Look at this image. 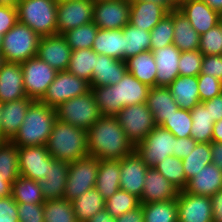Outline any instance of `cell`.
Returning a JSON list of instances; mask_svg holds the SVG:
<instances>
[{
  "mask_svg": "<svg viewBox=\"0 0 222 222\" xmlns=\"http://www.w3.org/2000/svg\"><path fill=\"white\" fill-rule=\"evenodd\" d=\"M115 222H144L142 204L134 210L128 211L122 216L116 217Z\"/></svg>",
  "mask_w": 222,
  "mask_h": 222,
  "instance_id": "91938a15",
  "label": "cell"
},
{
  "mask_svg": "<svg viewBox=\"0 0 222 222\" xmlns=\"http://www.w3.org/2000/svg\"><path fill=\"white\" fill-rule=\"evenodd\" d=\"M12 185L5 181V178H0V198L11 195Z\"/></svg>",
  "mask_w": 222,
  "mask_h": 222,
  "instance_id": "03108f58",
  "label": "cell"
},
{
  "mask_svg": "<svg viewBox=\"0 0 222 222\" xmlns=\"http://www.w3.org/2000/svg\"><path fill=\"white\" fill-rule=\"evenodd\" d=\"M204 2L222 15V0H204Z\"/></svg>",
  "mask_w": 222,
  "mask_h": 222,
  "instance_id": "003e7915",
  "label": "cell"
},
{
  "mask_svg": "<svg viewBox=\"0 0 222 222\" xmlns=\"http://www.w3.org/2000/svg\"><path fill=\"white\" fill-rule=\"evenodd\" d=\"M120 160H99L95 188L104 200L120 189Z\"/></svg>",
  "mask_w": 222,
  "mask_h": 222,
  "instance_id": "4dcf8cb0",
  "label": "cell"
},
{
  "mask_svg": "<svg viewBox=\"0 0 222 222\" xmlns=\"http://www.w3.org/2000/svg\"><path fill=\"white\" fill-rule=\"evenodd\" d=\"M173 45L181 52L199 49L200 35L192 27L189 20L178 9L173 10Z\"/></svg>",
  "mask_w": 222,
  "mask_h": 222,
  "instance_id": "f546056e",
  "label": "cell"
},
{
  "mask_svg": "<svg viewBox=\"0 0 222 222\" xmlns=\"http://www.w3.org/2000/svg\"><path fill=\"white\" fill-rule=\"evenodd\" d=\"M152 3L163 6L168 12L178 9L179 2L177 0H147Z\"/></svg>",
  "mask_w": 222,
  "mask_h": 222,
  "instance_id": "be15d7a7",
  "label": "cell"
},
{
  "mask_svg": "<svg viewBox=\"0 0 222 222\" xmlns=\"http://www.w3.org/2000/svg\"><path fill=\"white\" fill-rule=\"evenodd\" d=\"M2 40H3V35L0 34V52H1V48H2Z\"/></svg>",
  "mask_w": 222,
  "mask_h": 222,
  "instance_id": "8c879c8a",
  "label": "cell"
},
{
  "mask_svg": "<svg viewBox=\"0 0 222 222\" xmlns=\"http://www.w3.org/2000/svg\"><path fill=\"white\" fill-rule=\"evenodd\" d=\"M25 94L34 101H40L54 81L57 71L37 56L21 63Z\"/></svg>",
  "mask_w": 222,
  "mask_h": 222,
  "instance_id": "7c38bea8",
  "label": "cell"
},
{
  "mask_svg": "<svg viewBox=\"0 0 222 222\" xmlns=\"http://www.w3.org/2000/svg\"><path fill=\"white\" fill-rule=\"evenodd\" d=\"M115 117L134 146L141 143L156 126L146 103L125 106Z\"/></svg>",
  "mask_w": 222,
  "mask_h": 222,
  "instance_id": "9c48e42d",
  "label": "cell"
},
{
  "mask_svg": "<svg viewBox=\"0 0 222 222\" xmlns=\"http://www.w3.org/2000/svg\"><path fill=\"white\" fill-rule=\"evenodd\" d=\"M154 168L158 170L179 191L185 189L187 180L180 158L173 155L167 156L162 162L157 163Z\"/></svg>",
  "mask_w": 222,
  "mask_h": 222,
  "instance_id": "7bdbcfd3",
  "label": "cell"
},
{
  "mask_svg": "<svg viewBox=\"0 0 222 222\" xmlns=\"http://www.w3.org/2000/svg\"><path fill=\"white\" fill-rule=\"evenodd\" d=\"M150 33L151 51L172 45L174 34L173 10L165 15Z\"/></svg>",
  "mask_w": 222,
  "mask_h": 222,
  "instance_id": "bcb514c9",
  "label": "cell"
},
{
  "mask_svg": "<svg viewBox=\"0 0 222 222\" xmlns=\"http://www.w3.org/2000/svg\"><path fill=\"white\" fill-rule=\"evenodd\" d=\"M33 102V99L26 97L2 103V141H11L14 138Z\"/></svg>",
  "mask_w": 222,
  "mask_h": 222,
  "instance_id": "d4e9b609",
  "label": "cell"
},
{
  "mask_svg": "<svg viewBox=\"0 0 222 222\" xmlns=\"http://www.w3.org/2000/svg\"><path fill=\"white\" fill-rule=\"evenodd\" d=\"M146 104L153 114L155 125L160 126L179 109L169 88L164 86L150 88Z\"/></svg>",
  "mask_w": 222,
  "mask_h": 222,
  "instance_id": "83f0119b",
  "label": "cell"
},
{
  "mask_svg": "<svg viewBox=\"0 0 222 222\" xmlns=\"http://www.w3.org/2000/svg\"><path fill=\"white\" fill-rule=\"evenodd\" d=\"M130 20V2L112 0L94 3L93 22L106 30L123 29Z\"/></svg>",
  "mask_w": 222,
  "mask_h": 222,
  "instance_id": "5bb4252c",
  "label": "cell"
},
{
  "mask_svg": "<svg viewBox=\"0 0 222 222\" xmlns=\"http://www.w3.org/2000/svg\"><path fill=\"white\" fill-rule=\"evenodd\" d=\"M26 97L21 64L4 62L0 68V102Z\"/></svg>",
  "mask_w": 222,
  "mask_h": 222,
  "instance_id": "7402d4cb",
  "label": "cell"
},
{
  "mask_svg": "<svg viewBox=\"0 0 222 222\" xmlns=\"http://www.w3.org/2000/svg\"><path fill=\"white\" fill-rule=\"evenodd\" d=\"M21 0H0V4L3 5H11V6H17Z\"/></svg>",
  "mask_w": 222,
  "mask_h": 222,
  "instance_id": "a7ac6f4b",
  "label": "cell"
},
{
  "mask_svg": "<svg viewBox=\"0 0 222 222\" xmlns=\"http://www.w3.org/2000/svg\"><path fill=\"white\" fill-rule=\"evenodd\" d=\"M210 198L212 203V220L213 222H222V189Z\"/></svg>",
  "mask_w": 222,
  "mask_h": 222,
  "instance_id": "680465c9",
  "label": "cell"
},
{
  "mask_svg": "<svg viewBox=\"0 0 222 222\" xmlns=\"http://www.w3.org/2000/svg\"><path fill=\"white\" fill-rule=\"evenodd\" d=\"M156 62V86L168 87L178 76V61L181 51L175 45H168L152 51Z\"/></svg>",
  "mask_w": 222,
  "mask_h": 222,
  "instance_id": "cb8c5ba5",
  "label": "cell"
},
{
  "mask_svg": "<svg viewBox=\"0 0 222 222\" xmlns=\"http://www.w3.org/2000/svg\"><path fill=\"white\" fill-rule=\"evenodd\" d=\"M92 50L97 54H104L124 61V33L123 29H98Z\"/></svg>",
  "mask_w": 222,
  "mask_h": 222,
  "instance_id": "1f68e13d",
  "label": "cell"
},
{
  "mask_svg": "<svg viewBox=\"0 0 222 222\" xmlns=\"http://www.w3.org/2000/svg\"><path fill=\"white\" fill-rule=\"evenodd\" d=\"M19 176L18 147L11 141L0 142V178L12 185Z\"/></svg>",
  "mask_w": 222,
  "mask_h": 222,
  "instance_id": "ab89813d",
  "label": "cell"
},
{
  "mask_svg": "<svg viewBox=\"0 0 222 222\" xmlns=\"http://www.w3.org/2000/svg\"><path fill=\"white\" fill-rule=\"evenodd\" d=\"M212 163L222 170V143L211 142Z\"/></svg>",
  "mask_w": 222,
  "mask_h": 222,
  "instance_id": "94428289",
  "label": "cell"
},
{
  "mask_svg": "<svg viewBox=\"0 0 222 222\" xmlns=\"http://www.w3.org/2000/svg\"><path fill=\"white\" fill-rule=\"evenodd\" d=\"M192 118L190 110L179 108L161 126L169 130L176 138L191 137Z\"/></svg>",
  "mask_w": 222,
  "mask_h": 222,
  "instance_id": "7dc6e473",
  "label": "cell"
},
{
  "mask_svg": "<svg viewBox=\"0 0 222 222\" xmlns=\"http://www.w3.org/2000/svg\"><path fill=\"white\" fill-rule=\"evenodd\" d=\"M176 137L160 125L135 146V151L144 160L148 167H154L167 156H175Z\"/></svg>",
  "mask_w": 222,
  "mask_h": 222,
  "instance_id": "30bf717a",
  "label": "cell"
},
{
  "mask_svg": "<svg viewBox=\"0 0 222 222\" xmlns=\"http://www.w3.org/2000/svg\"><path fill=\"white\" fill-rule=\"evenodd\" d=\"M148 166L136 151L120 160V189L141 197Z\"/></svg>",
  "mask_w": 222,
  "mask_h": 222,
  "instance_id": "ac0fdd59",
  "label": "cell"
},
{
  "mask_svg": "<svg viewBox=\"0 0 222 222\" xmlns=\"http://www.w3.org/2000/svg\"><path fill=\"white\" fill-rule=\"evenodd\" d=\"M3 63H4V59H3L2 54L0 53V68H1Z\"/></svg>",
  "mask_w": 222,
  "mask_h": 222,
  "instance_id": "2644e50d",
  "label": "cell"
},
{
  "mask_svg": "<svg viewBox=\"0 0 222 222\" xmlns=\"http://www.w3.org/2000/svg\"><path fill=\"white\" fill-rule=\"evenodd\" d=\"M52 156L46 146L18 148V167L21 176L40 181L48 172V161Z\"/></svg>",
  "mask_w": 222,
  "mask_h": 222,
  "instance_id": "e0dca14e",
  "label": "cell"
},
{
  "mask_svg": "<svg viewBox=\"0 0 222 222\" xmlns=\"http://www.w3.org/2000/svg\"><path fill=\"white\" fill-rule=\"evenodd\" d=\"M56 109L34 101L11 142L20 147L45 146L56 121Z\"/></svg>",
  "mask_w": 222,
  "mask_h": 222,
  "instance_id": "3957f363",
  "label": "cell"
},
{
  "mask_svg": "<svg viewBox=\"0 0 222 222\" xmlns=\"http://www.w3.org/2000/svg\"><path fill=\"white\" fill-rule=\"evenodd\" d=\"M11 195L17 203H45L38 182L21 175L12 183Z\"/></svg>",
  "mask_w": 222,
  "mask_h": 222,
  "instance_id": "8d00e7d4",
  "label": "cell"
},
{
  "mask_svg": "<svg viewBox=\"0 0 222 222\" xmlns=\"http://www.w3.org/2000/svg\"><path fill=\"white\" fill-rule=\"evenodd\" d=\"M94 3L102 2V1H112V0H92Z\"/></svg>",
  "mask_w": 222,
  "mask_h": 222,
  "instance_id": "753ad0ef",
  "label": "cell"
},
{
  "mask_svg": "<svg viewBox=\"0 0 222 222\" xmlns=\"http://www.w3.org/2000/svg\"><path fill=\"white\" fill-rule=\"evenodd\" d=\"M176 200L178 222H213L210 197L182 190Z\"/></svg>",
  "mask_w": 222,
  "mask_h": 222,
  "instance_id": "9a60e30c",
  "label": "cell"
},
{
  "mask_svg": "<svg viewBox=\"0 0 222 222\" xmlns=\"http://www.w3.org/2000/svg\"><path fill=\"white\" fill-rule=\"evenodd\" d=\"M101 115L115 116L125 106L147 102L150 87L130 72L115 85L90 88Z\"/></svg>",
  "mask_w": 222,
  "mask_h": 222,
  "instance_id": "7a4b0ae2",
  "label": "cell"
},
{
  "mask_svg": "<svg viewBox=\"0 0 222 222\" xmlns=\"http://www.w3.org/2000/svg\"><path fill=\"white\" fill-rule=\"evenodd\" d=\"M87 222H115V217H112L106 209H103L91 217Z\"/></svg>",
  "mask_w": 222,
  "mask_h": 222,
  "instance_id": "6125c7cd",
  "label": "cell"
},
{
  "mask_svg": "<svg viewBox=\"0 0 222 222\" xmlns=\"http://www.w3.org/2000/svg\"><path fill=\"white\" fill-rule=\"evenodd\" d=\"M144 222H178L177 200L142 204Z\"/></svg>",
  "mask_w": 222,
  "mask_h": 222,
  "instance_id": "f35d334b",
  "label": "cell"
},
{
  "mask_svg": "<svg viewBox=\"0 0 222 222\" xmlns=\"http://www.w3.org/2000/svg\"><path fill=\"white\" fill-rule=\"evenodd\" d=\"M17 202L12 195L0 198V222H19Z\"/></svg>",
  "mask_w": 222,
  "mask_h": 222,
  "instance_id": "11a10c76",
  "label": "cell"
},
{
  "mask_svg": "<svg viewBox=\"0 0 222 222\" xmlns=\"http://www.w3.org/2000/svg\"><path fill=\"white\" fill-rule=\"evenodd\" d=\"M55 109L58 120L84 130H88L102 116L91 89L61 103Z\"/></svg>",
  "mask_w": 222,
  "mask_h": 222,
  "instance_id": "52a82bcc",
  "label": "cell"
},
{
  "mask_svg": "<svg viewBox=\"0 0 222 222\" xmlns=\"http://www.w3.org/2000/svg\"><path fill=\"white\" fill-rule=\"evenodd\" d=\"M197 142L192 137L175 139V157L181 160L192 153Z\"/></svg>",
  "mask_w": 222,
  "mask_h": 222,
  "instance_id": "9f6ffc18",
  "label": "cell"
},
{
  "mask_svg": "<svg viewBox=\"0 0 222 222\" xmlns=\"http://www.w3.org/2000/svg\"><path fill=\"white\" fill-rule=\"evenodd\" d=\"M126 68L143 84L153 88L156 86V62L151 50L131 56L125 60Z\"/></svg>",
  "mask_w": 222,
  "mask_h": 222,
  "instance_id": "d6a6232c",
  "label": "cell"
},
{
  "mask_svg": "<svg viewBox=\"0 0 222 222\" xmlns=\"http://www.w3.org/2000/svg\"><path fill=\"white\" fill-rule=\"evenodd\" d=\"M182 163L188 181L198 174L203 167L212 163L210 143H197L192 153L182 159Z\"/></svg>",
  "mask_w": 222,
  "mask_h": 222,
  "instance_id": "b9f144b4",
  "label": "cell"
},
{
  "mask_svg": "<svg viewBox=\"0 0 222 222\" xmlns=\"http://www.w3.org/2000/svg\"><path fill=\"white\" fill-rule=\"evenodd\" d=\"M57 2H64V1H70V0H56Z\"/></svg>",
  "mask_w": 222,
  "mask_h": 222,
  "instance_id": "34e18365",
  "label": "cell"
},
{
  "mask_svg": "<svg viewBox=\"0 0 222 222\" xmlns=\"http://www.w3.org/2000/svg\"><path fill=\"white\" fill-rule=\"evenodd\" d=\"M124 33V61L139 53L149 51L151 33L139 29L130 23L123 27Z\"/></svg>",
  "mask_w": 222,
  "mask_h": 222,
  "instance_id": "d590c367",
  "label": "cell"
},
{
  "mask_svg": "<svg viewBox=\"0 0 222 222\" xmlns=\"http://www.w3.org/2000/svg\"><path fill=\"white\" fill-rule=\"evenodd\" d=\"M17 22L16 7L0 4V34L5 35Z\"/></svg>",
  "mask_w": 222,
  "mask_h": 222,
  "instance_id": "db71d44e",
  "label": "cell"
},
{
  "mask_svg": "<svg viewBox=\"0 0 222 222\" xmlns=\"http://www.w3.org/2000/svg\"><path fill=\"white\" fill-rule=\"evenodd\" d=\"M19 222H44V204L17 203Z\"/></svg>",
  "mask_w": 222,
  "mask_h": 222,
  "instance_id": "816d5d0a",
  "label": "cell"
},
{
  "mask_svg": "<svg viewBox=\"0 0 222 222\" xmlns=\"http://www.w3.org/2000/svg\"><path fill=\"white\" fill-rule=\"evenodd\" d=\"M99 27L92 21L63 33L71 50L92 49L94 39Z\"/></svg>",
  "mask_w": 222,
  "mask_h": 222,
  "instance_id": "60d3db41",
  "label": "cell"
},
{
  "mask_svg": "<svg viewBox=\"0 0 222 222\" xmlns=\"http://www.w3.org/2000/svg\"><path fill=\"white\" fill-rule=\"evenodd\" d=\"M169 12L161 5L147 0L130 2L129 23L139 29L151 31Z\"/></svg>",
  "mask_w": 222,
  "mask_h": 222,
  "instance_id": "484cf974",
  "label": "cell"
},
{
  "mask_svg": "<svg viewBox=\"0 0 222 222\" xmlns=\"http://www.w3.org/2000/svg\"><path fill=\"white\" fill-rule=\"evenodd\" d=\"M1 120H2V103L0 102V141L2 142V124H1Z\"/></svg>",
  "mask_w": 222,
  "mask_h": 222,
  "instance_id": "89a4df30",
  "label": "cell"
},
{
  "mask_svg": "<svg viewBox=\"0 0 222 222\" xmlns=\"http://www.w3.org/2000/svg\"><path fill=\"white\" fill-rule=\"evenodd\" d=\"M168 88L181 109L192 110L201 102L198 90V76H178Z\"/></svg>",
  "mask_w": 222,
  "mask_h": 222,
  "instance_id": "f1b7e54d",
  "label": "cell"
},
{
  "mask_svg": "<svg viewBox=\"0 0 222 222\" xmlns=\"http://www.w3.org/2000/svg\"><path fill=\"white\" fill-rule=\"evenodd\" d=\"M43 216L44 222H77L72 203L66 199L45 201Z\"/></svg>",
  "mask_w": 222,
  "mask_h": 222,
  "instance_id": "ee69618b",
  "label": "cell"
},
{
  "mask_svg": "<svg viewBox=\"0 0 222 222\" xmlns=\"http://www.w3.org/2000/svg\"><path fill=\"white\" fill-rule=\"evenodd\" d=\"M98 165L99 159L89 155L69 162L64 199L72 202L84 192L95 188Z\"/></svg>",
  "mask_w": 222,
  "mask_h": 222,
  "instance_id": "ba28073f",
  "label": "cell"
},
{
  "mask_svg": "<svg viewBox=\"0 0 222 222\" xmlns=\"http://www.w3.org/2000/svg\"><path fill=\"white\" fill-rule=\"evenodd\" d=\"M198 90L200 101L204 102L222 93V81L211 75L199 74Z\"/></svg>",
  "mask_w": 222,
  "mask_h": 222,
  "instance_id": "f907efd6",
  "label": "cell"
},
{
  "mask_svg": "<svg viewBox=\"0 0 222 222\" xmlns=\"http://www.w3.org/2000/svg\"><path fill=\"white\" fill-rule=\"evenodd\" d=\"M69 172V162L56 160L48 161V172L38 181L45 201L64 199L65 185Z\"/></svg>",
  "mask_w": 222,
  "mask_h": 222,
  "instance_id": "44dd1931",
  "label": "cell"
},
{
  "mask_svg": "<svg viewBox=\"0 0 222 222\" xmlns=\"http://www.w3.org/2000/svg\"><path fill=\"white\" fill-rule=\"evenodd\" d=\"M212 142H221L222 143V119L220 121L214 122L213 133H212Z\"/></svg>",
  "mask_w": 222,
  "mask_h": 222,
  "instance_id": "e7e4bbea",
  "label": "cell"
},
{
  "mask_svg": "<svg viewBox=\"0 0 222 222\" xmlns=\"http://www.w3.org/2000/svg\"><path fill=\"white\" fill-rule=\"evenodd\" d=\"M90 84L83 78L71 74L67 70L57 72L54 81L48 86L47 92L40 100L49 107L57 108L61 103L85 94Z\"/></svg>",
  "mask_w": 222,
  "mask_h": 222,
  "instance_id": "8fae6325",
  "label": "cell"
},
{
  "mask_svg": "<svg viewBox=\"0 0 222 222\" xmlns=\"http://www.w3.org/2000/svg\"><path fill=\"white\" fill-rule=\"evenodd\" d=\"M198 50L204 55H222L221 20L219 24L200 35Z\"/></svg>",
  "mask_w": 222,
  "mask_h": 222,
  "instance_id": "c3c4849f",
  "label": "cell"
},
{
  "mask_svg": "<svg viewBox=\"0 0 222 222\" xmlns=\"http://www.w3.org/2000/svg\"><path fill=\"white\" fill-rule=\"evenodd\" d=\"M77 222H87L99 211L105 209V200L96 188H93L71 202Z\"/></svg>",
  "mask_w": 222,
  "mask_h": 222,
  "instance_id": "836d02e7",
  "label": "cell"
},
{
  "mask_svg": "<svg viewBox=\"0 0 222 222\" xmlns=\"http://www.w3.org/2000/svg\"><path fill=\"white\" fill-rule=\"evenodd\" d=\"M41 37L29 26L17 22L3 35L1 54L4 62L23 63L37 55Z\"/></svg>",
  "mask_w": 222,
  "mask_h": 222,
  "instance_id": "8992f818",
  "label": "cell"
},
{
  "mask_svg": "<svg viewBox=\"0 0 222 222\" xmlns=\"http://www.w3.org/2000/svg\"><path fill=\"white\" fill-rule=\"evenodd\" d=\"M56 0H21L16 6L18 21L40 37L57 34Z\"/></svg>",
  "mask_w": 222,
  "mask_h": 222,
  "instance_id": "5b68a950",
  "label": "cell"
},
{
  "mask_svg": "<svg viewBox=\"0 0 222 222\" xmlns=\"http://www.w3.org/2000/svg\"><path fill=\"white\" fill-rule=\"evenodd\" d=\"M72 50L63 35L41 37L37 57L49 64L57 72L68 68Z\"/></svg>",
  "mask_w": 222,
  "mask_h": 222,
  "instance_id": "2e32d148",
  "label": "cell"
},
{
  "mask_svg": "<svg viewBox=\"0 0 222 222\" xmlns=\"http://www.w3.org/2000/svg\"><path fill=\"white\" fill-rule=\"evenodd\" d=\"M140 205V200L136 195L122 189H119L110 198L105 200V209L112 217L115 218L122 216L128 211L134 210Z\"/></svg>",
  "mask_w": 222,
  "mask_h": 222,
  "instance_id": "f6af8a7d",
  "label": "cell"
},
{
  "mask_svg": "<svg viewBox=\"0 0 222 222\" xmlns=\"http://www.w3.org/2000/svg\"><path fill=\"white\" fill-rule=\"evenodd\" d=\"M94 2L92 0H70L57 3V34L92 22Z\"/></svg>",
  "mask_w": 222,
  "mask_h": 222,
  "instance_id": "4fadbf2b",
  "label": "cell"
},
{
  "mask_svg": "<svg viewBox=\"0 0 222 222\" xmlns=\"http://www.w3.org/2000/svg\"><path fill=\"white\" fill-rule=\"evenodd\" d=\"M45 146L56 160L76 161L88 156L87 130L56 119Z\"/></svg>",
  "mask_w": 222,
  "mask_h": 222,
  "instance_id": "277c9868",
  "label": "cell"
},
{
  "mask_svg": "<svg viewBox=\"0 0 222 222\" xmlns=\"http://www.w3.org/2000/svg\"><path fill=\"white\" fill-rule=\"evenodd\" d=\"M200 74L211 75L222 81V55H204Z\"/></svg>",
  "mask_w": 222,
  "mask_h": 222,
  "instance_id": "f5cc1de1",
  "label": "cell"
},
{
  "mask_svg": "<svg viewBox=\"0 0 222 222\" xmlns=\"http://www.w3.org/2000/svg\"><path fill=\"white\" fill-rule=\"evenodd\" d=\"M222 189V170L210 163L203 167L198 174L189 179L184 191L211 197Z\"/></svg>",
  "mask_w": 222,
  "mask_h": 222,
  "instance_id": "4316f807",
  "label": "cell"
},
{
  "mask_svg": "<svg viewBox=\"0 0 222 222\" xmlns=\"http://www.w3.org/2000/svg\"><path fill=\"white\" fill-rule=\"evenodd\" d=\"M179 190L154 167H148L140 204L177 199Z\"/></svg>",
  "mask_w": 222,
  "mask_h": 222,
  "instance_id": "ffe728a7",
  "label": "cell"
},
{
  "mask_svg": "<svg viewBox=\"0 0 222 222\" xmlns=\"http://www.w3.org/2000/svg\"><path fill=\"white\" fill-rule=\"evenodd\" d=\"M125 61L96 53L90 88L117 84L127 72Z\"/></svg>",
  "mask_w": 222,
  "mask_h": 222,
  "instance_id": "603a6c76",
  "label": "cell"
},
{
  "mask_svg": "<svg viewBox=\"0 0 222 222\" xmlns=\"http://www.w3.org/2000/svg\"><path fill=\"white\" fill-rule=\"evenodd\" d=\"M96 64V52L92 49H77L72 51L67 71L79 78L91 82Z\"/></svg>",
  "mask_w": 222,
  "mask_h": 222,
  "instance_id": "74e56055",
  "label": "cell"
},
{
  "mask_svg": "<svg viewBox=\"0 0 222 222\" xmlns=\"http://www.w3.org/2000/svg\"><path fill=\"white\" fill-rule=\"evenodd\" d=\"M204 54L200 50L181 52L178 61L179 76H198Z\"/></svg>",
  "mask_w": 222,
  "mask_h": 222,
  "instance_id": "681fc988",
  "label": "cell"
},
{
  "mask_svg": "<svg viewBox=\"0 0 222 222\" xmlns=\"http://www.w3.org/2000/svg\"><path fill=\"white\" fill-rule=\"evenodd\" d=\"M190 112L193 122L191 137L197 143H211L214 122L209 114V109L200 102Z\"/></svg>",
  "mask_w": 222,
  "mask_h": 222,
  "instance_id": "e575fe53",
  "label": "cell"
},
{
  "mask_svg": "<svg viewBox=\"0 0 222 222\" xmlns=\"http://www.w3.org/2000/svg\"><path fill=\"white\" fill-rule=\"evenodd\" d=\"M178 10L189 20L199 35L219 24L222 15L213 10L204 0H182Z\"/></svg>",
  "mask_w": 222,
  "mask_h": 222,
  "instance_id": "d6986e66",
  "label": "cell"
},
{
  "mask_svg": "<svg viewBox=\"0 0 222 222\" xmlns=\"http://www.w3.org/2000/svg\"><path fill=\"white\" fill-rule=\"evenodd\" d=\"M202 103L207 109H209V114L211 115L213 122L222 119V93Z\"/></svg>",
  "mask_w": 222,
  "mask_h": 222,
  "instance_id": "6f0895ef",
  "label": "cell"
},
{
  "mask_svg": "<svg viewBox=\"0 0 222 222\" xmlns=\"http://www.w3.org/2000/svg\"><path fill=\"white\" fill-rule=\"evenodd\" d=\"M88 155L99 160H121L135 151L115 116L102 115L87 130Z\"/></svg>",
  "mask_w": 222,
  "mask_h": 222,
  "instance_id": "6da1fadb",
  "label": "cell"
}]
</instances>
